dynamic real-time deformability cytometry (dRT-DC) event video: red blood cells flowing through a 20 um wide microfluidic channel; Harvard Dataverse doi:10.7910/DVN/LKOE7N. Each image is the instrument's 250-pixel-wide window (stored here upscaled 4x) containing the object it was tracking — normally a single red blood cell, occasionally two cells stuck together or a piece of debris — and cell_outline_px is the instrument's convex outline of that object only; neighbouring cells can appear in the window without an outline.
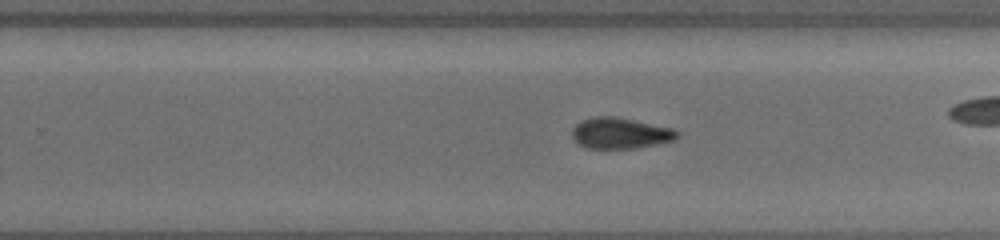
{"species": "common noctule bat (a hibernating species)", "species_latin": "Nyctalus noctula", "temperature_condition": "cold", "stored_images_in_passage": 44, "camera_frame_rate_fps": 3000, "um_per_image_px": 0.085, "animal": {"sex": "female", "body_mass_g": 19.5, "forearm_length_mm": 54.1}, "frame": {"image": 1, "passage_image": 26, "time_ms": 8.333, "image_size_px": [1000, 240], "cell_outline_px": [[680, 136], [676, 140], [636, 148], [588, 148], [576, 144], [572, 140], [572, 128], [576, 124], [584, 120], [600, 116], [612, 116], [672, 128], [680, 132]], "centroid_in_image_um": [52.72, 11.34], "position_along_channel_um": 277.1, "area_um2": 18.9}}
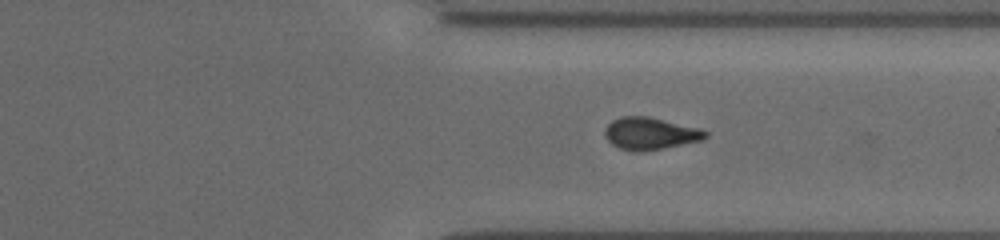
{"frame": {"image": 2, "passage_image": 32, "time_ms": 10.333, "image_size_px": [1000, 240], "cell_outline_px": [[708, 136], [704, 140], [664, 148], [636, 152], [620, 148], [612, 144], [604, 136], [604, 128], [612, 120], [620, 116], [648, 116], [700, 128], [708, 132]], "centroid_in_image_um": [55.27, 11.34], "position_along_channel_um": 356.1, "area_um2": 19.02}, "authors_computed_cell_mechanics": {"area_um2": 18.8428, "velocity_mm_per_s": 3.9416, "shape_relaxation_time_tau1_ms": 10.2103, "shape_relaxation_time_tau2_ms": 2.8664, "deformation_change_tau1": 0.2445, "deformation_change_tau2": 0.0915}}